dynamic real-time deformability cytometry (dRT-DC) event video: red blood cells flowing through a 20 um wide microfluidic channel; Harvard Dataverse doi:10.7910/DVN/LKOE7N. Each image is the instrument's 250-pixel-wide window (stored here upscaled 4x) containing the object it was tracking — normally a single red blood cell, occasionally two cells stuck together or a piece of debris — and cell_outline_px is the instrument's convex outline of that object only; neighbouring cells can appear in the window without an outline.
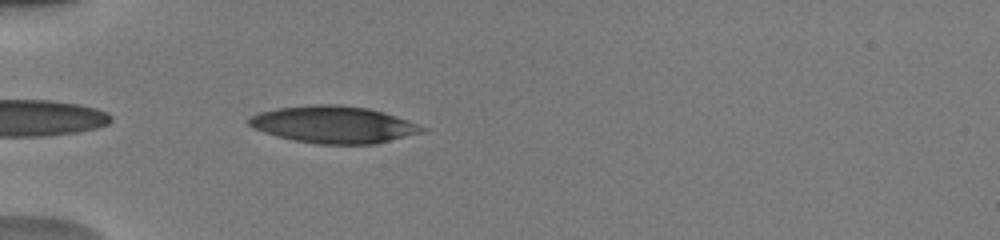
{"species": "human", "species_latin": "Homo sapiens", "temperature_condition": "warm", "stored_images_in_passage": 34, "camera_frame_rate_fps": 3000, "um_per_image_px": 0.085, "donor": {"sex": "male"}, "frame": {"image": 1, "passage_image": 2, "time_ms": 0.333, "image_size_px": [1000, 240], "cell_outline_px": [[428, 128], [424, 132], [376, 144], [320, 144], [296, 140], [276, 136], [252, 128], [248, 124], [248, 120], [252, 116], [260, 112], [276, 108], [316, 104], [336, 104], [368, 108], [384, 112], [408, 120]], "centroid_in_image_um": [28.38, 10.59], "position_along_channel_um": 56.6, "area_um2": 37.34}}
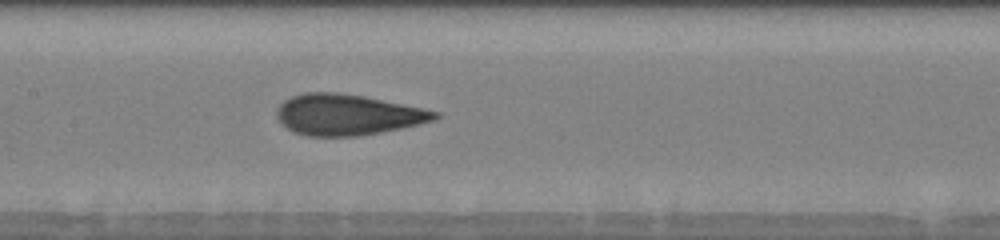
{"frame": {"image": 2, "passage_image": 12, "time_ms": 3.667, "image_size_px": [1000, 240], "cell_outline_px": [[440, 116], [436, 120], [400, 128], [380, 132], [356, 136], [308, 136], [292, 132], [276, 116], [276, 108], [284, 100], [292, 96], [304, 92], [336, 92], [364, 96], [424, 108], [440, 112]], "centroid_in_image_um": [29.54, 9.74], "position_along_channel_um": 177.9, "area_um2": 37.63}}
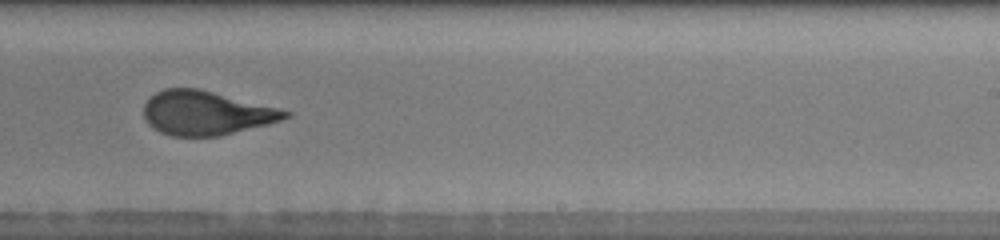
{"frame": {"image": 3, "passage_image": 19, "time_ms": 6.0, "image_size_px": [1000, 240], "cell_outline_px": [[292, 116], [268, 124], [220, 136], [172, 136], [160, 132], [152, 128], [148, 124], [144, 116], [144, 104], [156, 92], [164, 88], [200, 88], [292, 112]], "centroid_in_image_um": [17.5, 9.61], "position_along_channel_um": 271.5, "area_um2": 36.24}, "authors_computed_cell_mechanics": {"area_um2": 37.0498, "velocity_mm_per_s": 4.0344, "shape_relaxation_time_tau1_ms": 5.0768, "shape_relaxation_time_tau2_ms": 0.9263, "deformation_change_tau1": 0.2194, "deformation_change_tau2": 0.087}}